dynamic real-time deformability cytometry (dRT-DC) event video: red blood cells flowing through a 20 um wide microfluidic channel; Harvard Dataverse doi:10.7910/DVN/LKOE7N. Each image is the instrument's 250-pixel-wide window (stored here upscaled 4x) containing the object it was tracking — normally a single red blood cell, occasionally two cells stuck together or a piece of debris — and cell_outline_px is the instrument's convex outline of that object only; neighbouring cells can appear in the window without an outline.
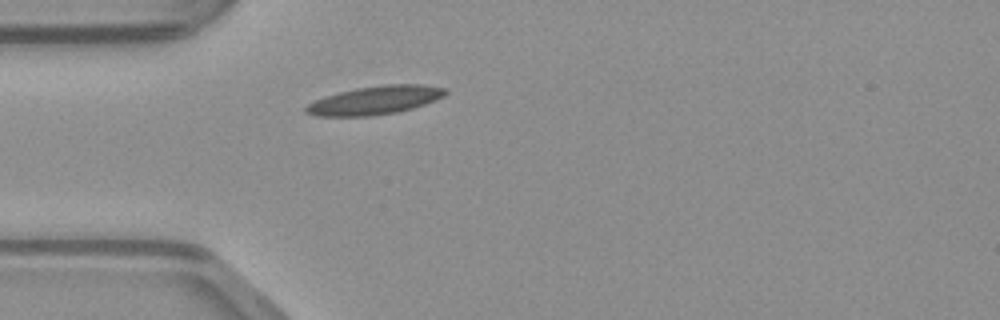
{"species": "common noctule bat (a hibernating species)", "species_latin": "Nyctalus noctula", "temperature_condition": "warm", "stored_images_in_passage": 36, "camera_frame_rate_fps": 3000, "um_per_image_px": 0.085, "animal": {"sex": "male", "body_mass_g": 23.1, "forearm_length_mm": 52.7}, "frame": {"image": 1, "passage_image": 1, "time_ms": 0.0, "image_size_px": [1000, 320], "cell_outline_px": [[448, 92], [444, 96], [424, 104], [412, 108], [396, 112], [372, 116], [316, 116], [304, 112], [304, 108], [308, 104], [324, 96], [356, 88], [384, 84], [424, 84], [448, 88]], "centroid_in_image_um": [31.89, 8.51], "position_along_channel_um": 53.1, "area_um2": 23.18}}
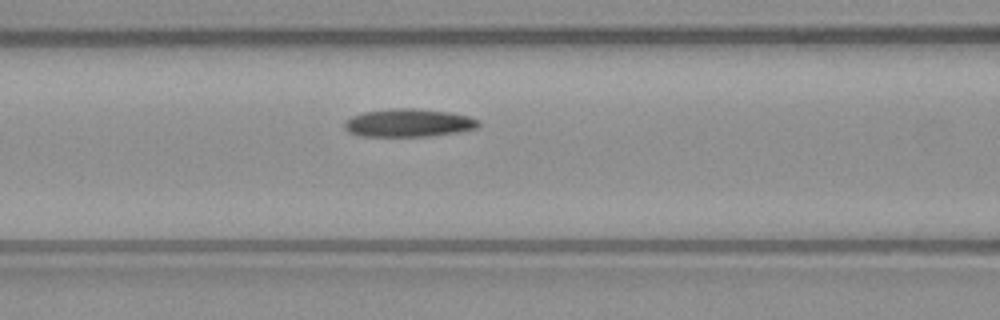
{"frame": {"image": 2, "passage_image": 7, "time_ms": 2.0, "image_size_px": [1000, 320], "cell_outline_px": [[480, 124], [476, 128], [460, 132], [428, 136], [360, 136], [348, 132], [344, 128], [344, 124], [352, 116], [364, 112], [388, 108], [416, 108], [452, 112], [468, 116], [480, 120]], "centroid_in_image_um": [34.75, 10.44], "position_along_channel_um": 131.8, "area_um2": 22.08}}
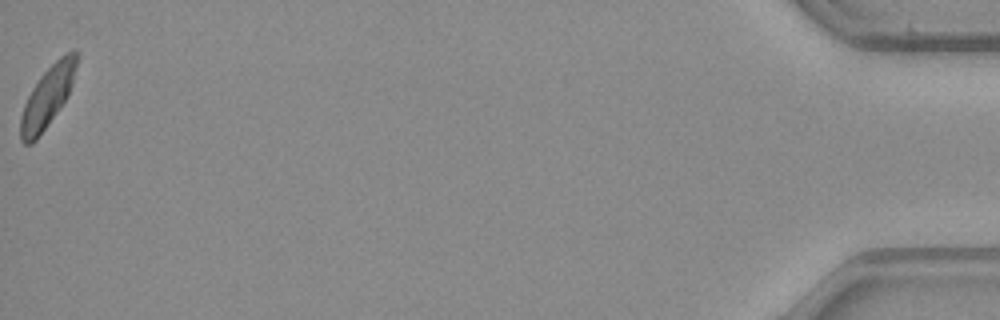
{"frame": {"image": 3, "passage_image": 36, "time_ms": 11.667, "image_size_px": [1000, 320], "cell_outline_px": [[80, 56], [72, 84], [68, 96], [36, 140], [32, 144], [24, 144], [20, 140], [20, 116], [24, 104], [32, 88], [40, 76], [60, 56], [72, 48], [76, 48]], "centroid_in_image_um": [4.06, 8.17], "position_along_channel_um": 431.1, "area_um2": 20.06}}